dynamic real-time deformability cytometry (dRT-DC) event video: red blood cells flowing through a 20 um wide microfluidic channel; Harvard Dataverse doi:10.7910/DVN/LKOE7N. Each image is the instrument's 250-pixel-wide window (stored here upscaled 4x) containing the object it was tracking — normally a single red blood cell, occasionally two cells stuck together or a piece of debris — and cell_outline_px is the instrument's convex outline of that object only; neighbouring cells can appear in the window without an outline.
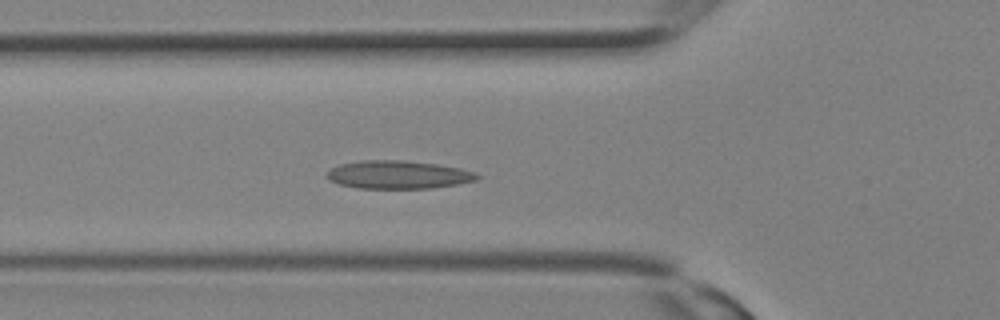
{"species": "Egyptian fruit bat (a non-hibernating species)", "species_latin": "Rousettus aegyptiacus", "temperature_condition": "room temperature", "stored_images_in_passage": 14, "camera_frame_rate_fps": 3000, "um_per_image_px": 0.085, "animal": {"sex": "female"}, "frame": {"image": 1, "passage_image": 10, "time_ms": 3.0, "image_size_px": [1000, 320], "cell_outline_px": [[480, 176], [476, 180], [456, 184], [432, 188], [356, 188], [340, 184], [332, 180], [328, 176], [328, 172], [332, 168], [340, 164], [360, 160], [404, 160], [436, 164], [460, 168], [476, 172]], "centroid_in_image_um": [33.88, 14.84], "position_along_channel_um": 91.9, "area_um2": 24.39}}
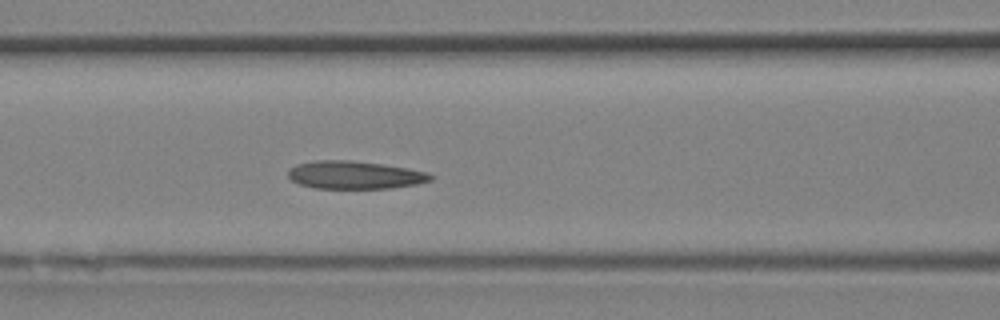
{"frame": {"image": 2, "passage_image": 12, "time_ms": 3.667, "image_size_px": [1000, 320], "cell_outline_px": [[432, 180], [416, 184], [388, 188], [312, 188], [300, 184], [292, 180], [288, 176], [288, 172], [296, 164], [316, 160], [352, 160], [384, 164], [408, 168], [428, 172], [432, 176]], "centroid_in_image_um": [30.15, 14.86], "position_along_channel_um": 136.4, "area_um2": 23.12}}
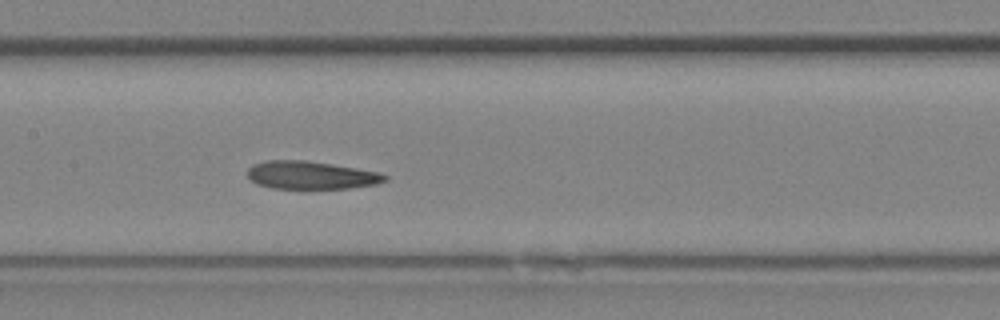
{"frame": {"image": 3, "passage_image": 14, "time_ms": 4.333, "image_size_px": [1000, 320], "cell_outline_px": [[388, 180], [376, 184], [348, 188], [272, 188], [256, 184], [248, 176], [248, 168], [252, 164], [264, 160], [304, 160], [332, 164], [380, 172], [388, 176]], "centroid_in_image_um": [26.43, 14.88], "position_along_channel_um": 181.0, "area_um2": 22.37}}